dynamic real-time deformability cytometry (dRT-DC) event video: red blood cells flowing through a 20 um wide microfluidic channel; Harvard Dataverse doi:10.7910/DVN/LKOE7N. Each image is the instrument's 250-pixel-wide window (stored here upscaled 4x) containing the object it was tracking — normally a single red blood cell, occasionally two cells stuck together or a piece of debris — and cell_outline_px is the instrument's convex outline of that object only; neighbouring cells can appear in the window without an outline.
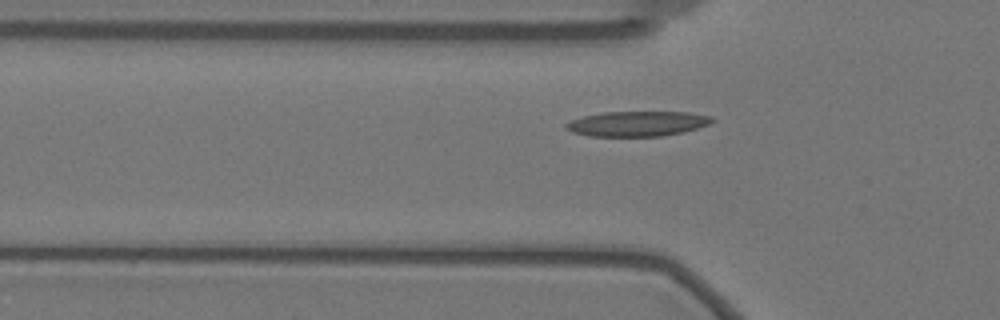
{"species": "Egyptian fruit bat (a non-hibernating species)", "species_latin": "Rousettus aegyptiacus", "temperature_condition": "warm", "stored_images_in_passage": 50, "camera_frame_rate_fps": 3000, "um_per_image_px": 0.085, "animal": {"sex": "female"}, "frame": {"image": 1, "passage_image": 17, "time_ms": 5.333, "image_size_px": [1000, 320], "cell_outline_px": [[716, 120], [708, 124], [684, 132], [660, 136], [588, 136], [572, 132], [564, 128], [564, 124], [572, 120], [584, 116], [604, 112], [688, 112], [712, 116]], "centroid_in_image_um": [54.17, 10.51], "position_along_channel_um": 71.6, "area_um2": 21.33}}
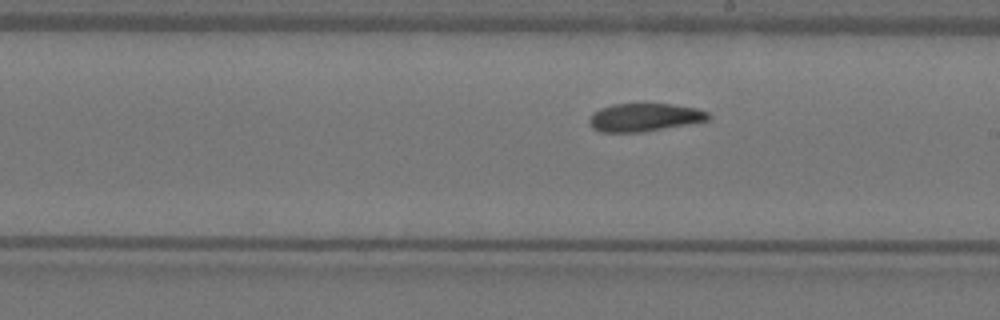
{"frame": {"image": 2, "passage_image": 31, "time_ms": 10.0, "image_size_px": [1000, 320], "cell_outline_px": [[712, 116], [708, 120], [688, 124], [640, 132], [600, 132], [592, 128], [588, 120], [592, 112], [600, 108], [612, 104], [672, 104], [696, 108], [708, 112]], "centroid_in_image_um": [54.75, 9.97], "position_along_channel_um": 234.3, "area_um2": 19.48}}
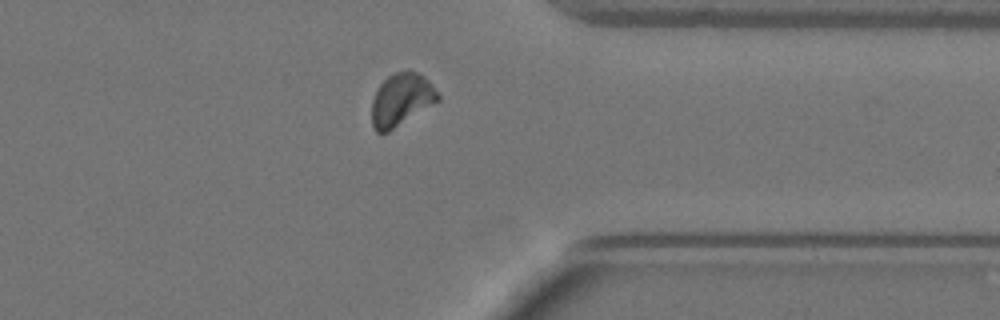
{"frame": {"image": 3, "passage_image": 44, "time_ms": 14.333, "image_size_px": [1000, 320], "cell_outline_px": [[440, 100], [388, 132], [376, 132], [372, 124], [372, 100], [380, 84], [392, 72], [408, 68], [424, 76], [432, 84], [440, 96]], "centroid_in_image_um": [34.12, 8.43], "position_along_channel_um": 377.3, "area_um2": 20.4}, "authors_computed_cell_mechanics": {"area_um2": 20.4034, "velocity_mm_per_s": 3.4626, "shape_relaxation_time_tau1_ms": null, "shape_relaxation_time_tau2_ms": 7.5713, "deformation_change_tau1": null, "deformation_change_tau2": 0.1342}}